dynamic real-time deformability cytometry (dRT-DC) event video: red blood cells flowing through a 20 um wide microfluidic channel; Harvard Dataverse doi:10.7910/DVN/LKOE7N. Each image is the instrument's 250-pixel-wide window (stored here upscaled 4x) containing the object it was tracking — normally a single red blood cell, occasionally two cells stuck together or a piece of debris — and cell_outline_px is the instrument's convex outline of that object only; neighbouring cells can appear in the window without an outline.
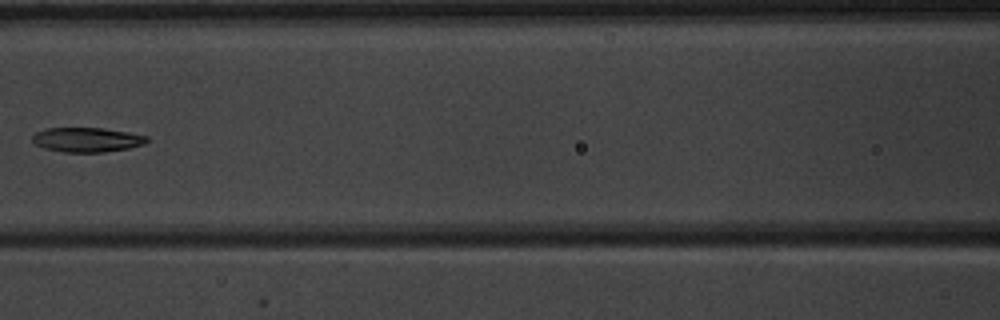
{"species": "common noctule bat (a hibernating species)", "species_latin": "Nyctalus noctula", "temperature_condition": "warm", "stored_images_in_passage": 7, "camera_frame_rate_fps": 3000, "um_per_image_px": 0.085, "animal": {"sex": "male", "body_mass_g": 20.1, "forearm_length_mm": 53.5}, "frame": {"image": 1, "passage_image": 6, "time_ms": 6.0, "image_size_px": [1000, 320], "cell_outline_px": [[148, 140], [144, 144], [128, 148], [104, 152], [64, 152], [44, 148], [36, 144], [32, 140], [32, 136], [36, 132], [44, 128], [104, 128], [128, 132], [148, 136]], "centroid_in_image_um": [7.38, 11.87], "position_along_channel_um": 159.2, "area_um2": 16.36}}
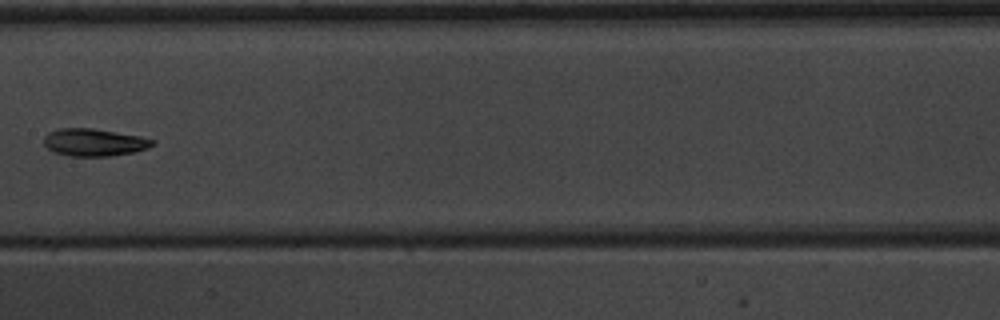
{"frame": {"image": 2, "passage_image": 7, "time_ms": 7.0, "image_size_px": [1000, 320], "cell_outline_px": [[156, 144], [148, 148], [136, 152], [112, 156], [68, 156], [52, 152], [44, 144], [44, 136], [48, 132], [60, 128], [92, 128], [140, 136], [156, 140]], "centroid_in_image_um": [8.02, 12.11], "position_along_channel_um": 199.4, "area_um2": 17.63}}